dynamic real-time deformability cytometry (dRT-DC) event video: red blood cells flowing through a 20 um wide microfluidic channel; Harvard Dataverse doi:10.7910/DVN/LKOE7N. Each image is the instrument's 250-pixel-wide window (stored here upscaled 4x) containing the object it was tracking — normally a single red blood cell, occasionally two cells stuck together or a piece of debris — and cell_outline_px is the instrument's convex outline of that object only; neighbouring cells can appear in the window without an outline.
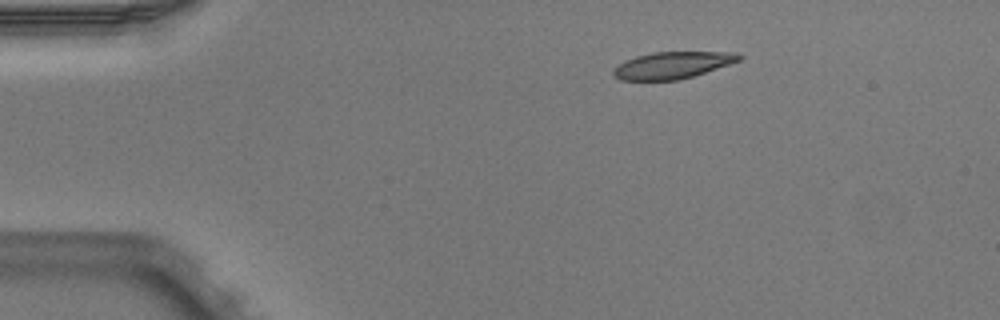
{"species": "Egyptian fruit bat (a non-hibernating species)", "species_latin": "Rousettus aegyptiacus", "temperature_condition": "warm", "stored_images_in_passage": 4, "segment_of_instrument_passage": [1, 2], "camera_frame_rate_fps": 3000, "um_per_image_px": 0.085, "animal": {"sex": "male"}, "frame": {"image": 1, "passage_image": 1, "time_ms": 0.0, "image_size_px": [1000, 320], "cell_outline_px": [[744, 56], [740, 60], [692, 76], [676, 80], [620, 80], [612, 76], [612, 72], [624, 60], [636, 56], [652, 52], [740, 52]], "centroid_in_image_um": [57.14, 5.53], "position_along_channel_um": 27.9, "area_um2": 19.54}}
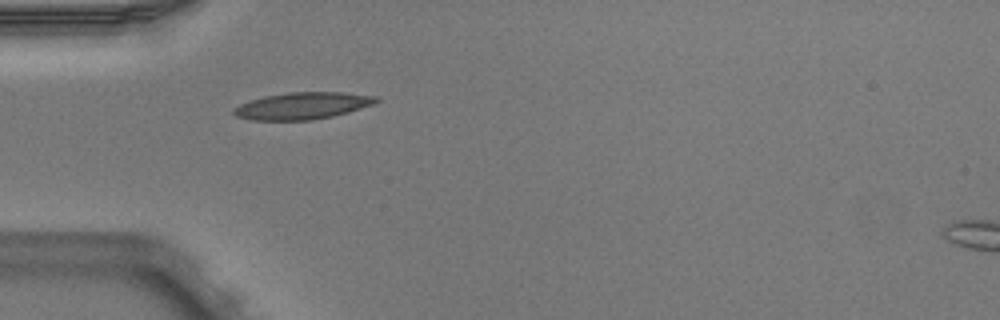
{"frame": {"image": 2, "passage_image": 3, "time_ms": 0.667, "image_size_px": [1000, 320], "cell_outline_px": [[380, 100], [376, 104], [348, 112], [332, 116], [312, 120], [252, 120], [236, 116], [232, 112], [232, 108], [240, 104], [264, 96], [288, 92], [344, 92], [380, 96]], "centroid_in_image_um": [25.76, 8.98], "position_along_channel_um": 59.2, "area_um2": 22.54}}